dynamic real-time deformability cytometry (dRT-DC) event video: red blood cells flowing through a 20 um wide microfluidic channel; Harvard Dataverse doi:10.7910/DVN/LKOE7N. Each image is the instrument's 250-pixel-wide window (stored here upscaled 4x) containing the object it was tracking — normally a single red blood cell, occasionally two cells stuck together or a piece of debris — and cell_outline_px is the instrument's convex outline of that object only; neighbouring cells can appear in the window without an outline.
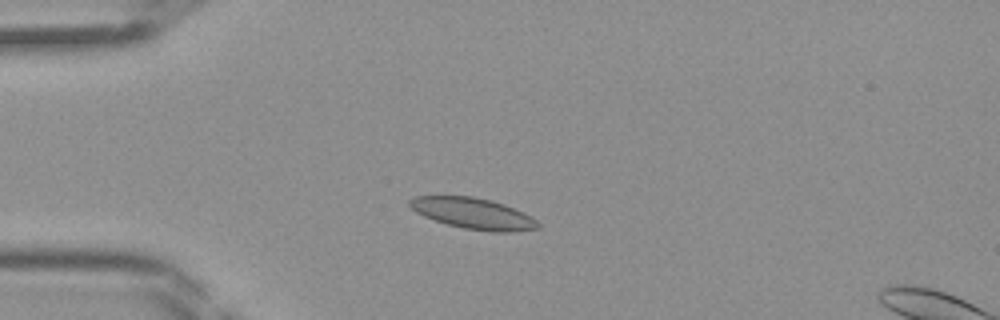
{"species": "Egyptian fruit bat (a non-hibernating species)", "species_latin": "Rousettus aegyptiacus", "temperature_condition": "room temperature", "stored_images_in_passage": 40, "camera_frame_rate_fps": 3000, "um_per_image_px": 0.085, "frame": {"image": 1, "passage_image": 7, "time_ms": 2.0, "image_size_px": [1000, 320], "cell_outline_px": [[540, 228], [512, 232], [492, 232], [464, 228], [448, 224], [424, 216], [416, 212], [408, 204], [408, 200], [416, 196], [472, 196], [492, 200], [504, 204], [524, 212], [536, 220], [540, 224]], "centroid_in_image_um": [40.25, 18.14], "position_along_channel_um": 44.8, "area_um2": 23.18}}
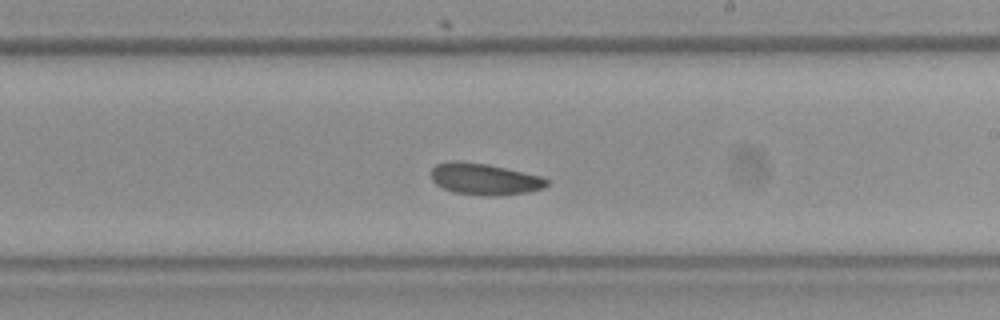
{"frame": {"image": 2, "passage_image": 22, "time_ms": 7.0, "image_size_px": [1000, 320], "cell_outline_px": [[548, 184], [544, 188], [528, 192], [496, 196], [484, 196], [452, 192], [436, 184], [432, 180], [432, 168], [436, 164], [448, 160], [460, 160], [488, 164], [544, 176], [548, 180]], "centroid_in_image_um": [41.19, 15.21], "position_along_channel_um": 247.8, "area_um2": 21.62}}
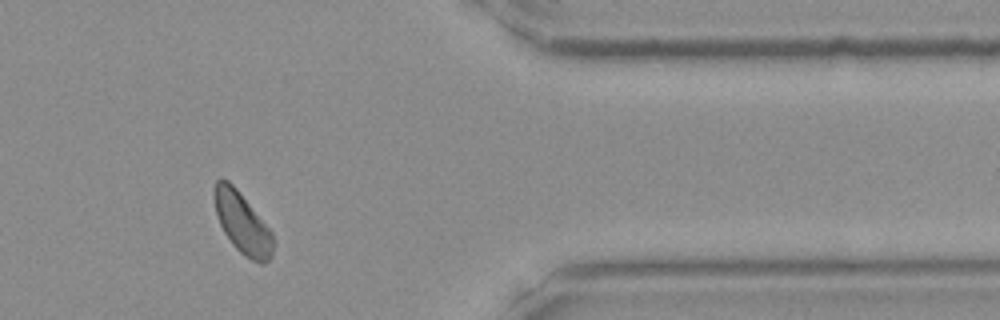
{"frame": {"image": 3, "passage_image": 33, "time_ms": 10.667, "image_size_px": [1000, 320], "cell_outline_px": [[272, 256], [264, 264], [260, 264], [244, 256], [232, 244], [224, 232], [216, 216], [212, 196], [212, 188], [216, 180], [220, 176], [224, 176], [236, 188], [272, 232]], "centroid_in_image_um": [20.53, 18.91], "position_along_channel_um": 390.9, "area_um2": 21.1}}